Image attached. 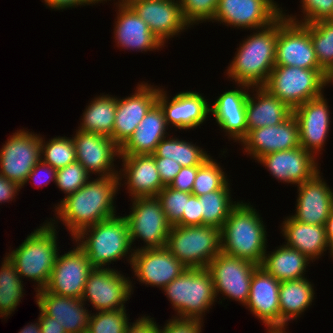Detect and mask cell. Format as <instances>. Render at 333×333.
I'll list each match as a JSON object with an SVG mask.
<instances>
[{"label": "cell", "instance_id": "cell-42", "mask_svg": "<svg viewBox=\"0 0 333 333\" xmlns=\"http://www.w3.org/2000/svg\"><path fill=\"white\" fill-rule=\"evenodd\" d=\"M126 309L91 313L86 333H124L129 322Z\"/></svg>", "mask_w": 333, "mask_h": 333}, {"label": "cell", "instance_id": "cell-12", "mask_svg": "<svg viewBox=\"0 0 333 333\" xmlns=\"http://www.w3.org/2000/svg\"><path fill=\"white\" fill-rule=\"evenodd\" d=\"M275 65L322 69L310 38V24L293 22L284 13L278 18Z\"/></svg>", "mask_w": 333, "mask_h": 333}, {"label": "cell", "instance_id": "cell-24", "mask_svg": "<svg viewBox=\"0 0 333 333\" xmlns=\"http://www.w3.org/2000/svg\"><path fill=\"white\" fill-rule=\"evenodd\" d=\"M235 89L226 90L210 106L218 126L228 139L239 143L248 133L246 122V102L251 89L247 84H235Z\"/></svg>", "mask_w": 333, "mask_h": 333}, {"label": "cell", "instance_id": "cell-10", "mask_svg": "<svg viewBox=\"0 0 333 333\" xmlns=\"http://www.w3.org/2000/svg\"><path fill=\"white\" fill-rule=\"evenodd\" d=\"M259 265L243 258L220 252L207 266L214 284L216 298L238 301L245 306L249 299L250 283Z\"/></svg>", "mask_w": 333, "mask_h": 333}, {"label": "cell", "instance_id": "cell-25", "mask_svg": "<svg viewBox=\"0 0 333 333\" xmlns=\"http://www.w3.org/2000/svg\"><path fill=\"white\" fill-rule=\"evenodd\" d=\"M320 171L308 181L297 186L298 196L292 217L302 223L325 225L333 209V189ZM331 188V189H330Z\"/></svg>", "mask_w": 333, "mask_h": 333}, {"label": "cell", "instance_id": "cell-43", "mask_svg": "<svg viewBox=\"0 0 333 333\" xmlns=\"http://www.w3.org/2000/svg\"><path fill=\"white\" fill-rule=\"evenodd\" d=\"M78 162L57 169L55 185L64 192L65 197L83 187L92 177Z\"/></svg>", "mask_w": 333, "mask_h": 333}, {"label": "cell", "instance_id": "cell-20", "mask_svg": "<svg viewBox=\"0 0 333 333\" xmlns=\"http://www.w3.org/2000/svg\"><path fill=\"white\" fill-rule=\"evenodd\" d=\"M130 266L140 284L161 290L187 269L166 247L135 250Z\"/></svg>", "mask_w": 333, "mask_h": 333}, {"label": "cell", "instance_id": "cell-13", "mask_svg": "<svg viewBox=\"0 0 333 333\" xmlns=\"http://www.w3.org/2000/svg\"><path fill=\"white\" fill-rule=\"evenodd\" d=\"M0 149V174L21 188L40 161L41 136L25 129L12 133Z\"/></svg>", "mask_w": 333, "mask_h": 333}, {"label": "cell", "instance_id": "cell-57", "mask_svg": "<svg viewBox=\"0 0 333 333\" xmlns=\"http://www.w3.org/2000/svg\"><path fill=\"white\" fill-rule=\"evenodd\" d=\"M18 333H41L39 317L37 318V322L25 325Z\"/></svg>", "mask_w": 333, "mask_h": 333}, {"label": "cell", "instance_id": "cell-19", "mask_svg": "<svg viewBox=\"0 0 333 333\" xmlns=\"http://www.w3.org/2000/svg\"><path fill=\"white\" fill-rule=\"evenodd\" d=\"M329 107L327 98L322 94L293 109L299 125L300 146L316 158L322 155L331 128Z\"/></svg>", "mask_w": 333, "mask_h": 333}, {"label": "cell", "instance_id": "cell-39", "mask_svg": "<svg viewBox=\"0 0 333 333\" xmlns=\"http://www.w3.org/2000/svg\"><path fill=\"white\" fill-rule=\"evenodd\" d=\"M310 38L319 66L333 79V20L310 24Z\"/></svg>", "mask_w": 333, "mask_h": 333}, {"label": "cell", "instance_id": "cell-59", "mask_svg": "<svg viewBox=\"0 0 333 333\" xmlns=\"http://www.w3.org/2000/svg\"><path fill=\"white\" fill-rule=\"evenodd\" d=\"M267 333H288L285 330L267 331Z\"/></svg>", "mask_w": 333, "mask_h": 333}, {"label": "cell", "instance_id": "cell-49", "mask_svg": "<svg viewBox=\"0 0 333 333\" xmlns=\"http://www.w3.org/2000/svg\"><path fill=\"white\" fill-rule=\"evenodd\" d=\"M175 225H202L201 202L198 196L192 194L189 199L186 200V213H183L182 218Z\"/></svg>", "mask_w": 333, "mask_h": 333}, {"label": "cell", "instance_id": "cell-23", "mask_svg": "<svg viewBox=\"0 0 333 333\" xmlns=\"http://www.w3.org/2000/svg\"><path fill=\"white\" fill-rule=\"evenodd\" d=\"M239 143L243 146V153L257 161L269 153L299 147V125L292 114L281 124L249 131Z\"/></svg>", "mask_w": 333, "mask_h": 333}, {"label": "cell", "instance_id": "cell-7", "mask_svg": "<svg viewBox=\"0 0 333 333\" xmlns=\"http://www.w3.org/2000/svg\"><path fill=\"white\" fill-rule=\"evenodd\" d=\"M333 79L323 69L275 65L262 86L292 110L324 93Z\"/></svg>", "mask_w": 333, "mask_h": 333}, {"label": "cell", "instance_id": "cell-55", "mask_svg": "<svg viewBox=\"0 0 333 333\" xmlns=\"http://www.w3.org/2000/svg\"><path fill=\"white\" fill-rule=\"evenodd\" d=\"M39 312L41 333H67L64 327L56 322L55 318L47 316L40 308Z\"/></svg>", "mask_w": 333, "mask_h": 333}, {"label": "cell", "instance_id": "cell-45", "mask_svg": "<svg viewBox=\"0 0 333 333\" xmlns=\"http://www.w3.org/2000/svg\"><path fill=\"white\" fill-rule=\"evenodd\" d=\"M301 2V14L300 18H297L293 14L283 12L285 16L297 23L312 24L317 21L333 20V0H300ZM300 19V20H299Z\"/></svg>", "mask_w": 333, "mask_h": 333}, {"label": "cell", "instance_id": "cell-4", "mask_svg": "<svg viewBox=\"0 0 333 333\" xmlns=\"http://www.w3.org/2000/svg\"><path fill=\"white\" fill-rule=\"evenodd\" d=\"M72 241L85 252L94 268H107V265L110 268L111 263L124 258L131 265L134 249L124 216L117 215L87 227Z\"/></svg>", "mask_w": 333, "mask_h": 333}, {"label": "cell", "instance_id": "cell-41", "mask_svg": "<svg viewBox=\"0 0 333 333\" xmlns=\"http://www.w3.org/2000/svg\"><path fill=\"white\" fill-rule=\"evenodd\" d=\"M216 161L210 156L200 165L191 194L200 197L221 189L229 181L226 172Z\"/></svg>", "mask_w": 333, "mask_h": 333}, {"label": "cell", "instance_id": "cell-37", "mask_svg": "<svg viewBox=\"0 0 333 333\" xmlns=\"http://www.w3.org/2000/svg\"><path fill=\"white\" fill-rule=\"evenodd\" d=\"M0 266V317L6 319L24 297V284L13 262L7 255Z\"/></svg>", "mask_w": 333, "mask_h": 333}, {"label": "cell", "instance_id": "cell-52", "mask_svg": "<svg viewBox=\"0 0 333 333\" xmlns=\"http://www.w3.org/2000/svg\"><path fill=\"white\" fill-rule=\"evenodd\" d=\"M158 323L150 316L142 315L135 322H131L124 333H157Z\"/></svg>", "mask_w": 333, "mask_h": 333}, {"label": "cell", "instance_id": "cell-16", "mask_svg": "<svg viewBox=\"0 0 333 333\" xmlns=\"http://www.w3.org/2000/svg\"><path fill=\"white\" fill-rule=\"evenodd\" d=\"M94 267L85 252L77 245L63 255L58 253L46 291L81 299L86 280Z\"/></svg>", "mask_w": 333, "mask_h": 333}, {"label": "cell", "instance_id": "cell-47", "mask_svg": "<svg viewBox=\"0 0 333 333\" xmlns=\"http://www.w3.org/2000/svg\"><path fill=\"white\" fill-rule=\"evenodd\" d=\"M203 324L204 322L198 319L171 318L163 327L158 325L157 333H202Z\"/></svg>", "mask_w": 333, "mask_h": 333}, {"label": "cell", "instance_id": "cell-34", "mask_svg": "<svg viewBox=\"0 0 333 333\" xmlns=\"http://www.w3.org/2000/svg\"><path fill=\"white\" fill-rule=\"evenodd\" d=\"M310 262L312 261L307 256L283 243L273 251L266 250L259 266L276 280L283 282L305 278Z\"/></svg>", "mask_w": 333, "mask_h": 333}, {"label": "cell", "instance_id": "cell-6", "mask_svg": "<svg viewBox=\"0 0 333 333\" xmlns=\"http://www.w3.org/2000/svg\"><path fill=\"white\" fill-rule=\"evenodd\" d=\"M177 312L173 318L203 321L205 312L217 302L214 284L207 268H187L163 289Z\"/></svg>", "mask_w": 333, "mask_h": 333}, {"label": "cell", "instance_id": "cell-15", "mask_svg": "<svg viewBox=\"0 0 333 333\" xmlns=\"http://www.w3.org/2000/svg\"><path fill=\"white\" fill-rule=\"evenodd\" d=\"M75 132L72 140L76 159L87 172L98 177L118 176L114 162L120 157V147L110 137L79 129Z\"/></svg>", "mask_w": 333, "mask_h": 333}, {"label": "cell", "instance_id": "cell-54", "mask_svg": "<svg viewBox=\"0 0 333 333\" xmlns=\"http://www.w3.org/2000/svg\"><path fill=\"white\" fill-rule=\"evenodd\" d=\"M20 189L22 188L17 183L0 174V204L15 200V196L19 194Z\"/></svg>", "mask_w": 333, "mask_h": 333}, {"label": "cell", "instance_id": "cell-36", "mask_svg": "<svg viewBox=\"0 0 333 333\" xmlns=\"http://www.w3.org/2000/svg\"><path fill=\"white\" fill-rule=\"evenodd\" d=\"M170 136L169 134V137L166 136L160 141L156 151L152 154L154 157L169 158L179 163L182 167H191L200 166L211 156L196 143L193 144L191 141L180 140L176 136Z\"/></svg>", "mask_w": 333, "mask_h": 333}, {"label": "cell", "instance_id": "cell-17", "mask_svg": "<svg viewBox=\"0 0 333 333\" xmlns=\"http://www.w3.org/2000/svg\"><path fill=\"white\" fill-rule=\"evenodd\" d=\"M170 97L167 91L159 88L157 104L163 110L166 124L170 128L193 130L203 125L210 115V104L202 93L183 91Z\"/></svg>", "mask_w": 333, "mask_h": 333}, {"label": "cell", "instance_id": "cell-28", "mask_svg": "<svg viewBox=\"0 0 333 333\" xmlns=\"http://www.w3.org/2000/svg\"><path fill=\"white\" fill-rule=\"evenodd\" d=\"M37 306L64 327L67 333H86L92 311L82 299L56 295L40 289L36 291Z\"/></svg>", "mask_w": 333, "mask_h": 333}, {"label": "cell", "instance_id": "cell-30", "mask_svg": "<svg viewBox=\"0 0 333 333\" xmlns=\"http://www.w3.org/2000/svg\"><path fill=\"white\" fill-rule=\"evenodd\" d=\"M280 227L285 245L297 249L307 256L312 263L324 256V252L329 249V241L324 225L302 223L289 215Z\"/></svg>", "mask_w": 333, "mask_h": 333}, {"label": "cell", "instance_id": "cell-53", "mask_svg": "<svg viewBox=\"0 0 333 333\" xmlns=\"http://www.w3.org/2000/svg\"><path fill=\"white\" fill-rule=\"evenodd\" d=\"M44 4L54 10H67L78 6L95 5L96 3H103L101 0H42Z\"/></svg>", "mask_w": 333, "mask_h": 333}, {"label": "cell", "instance_id": "cell-31", "mask_svg": "<svg viewBox=\"0 0 333 333\" xmlns=\"http://www.w3.org/2000/svg\"><path fill=\"white\" fill-rule=\"evenodd\" d=\"M251 89L252 94L249 93L246 102L248 132L256 128L281 124L293 114V110L287 104L271 95L262 86Z\"/></svg>", "mask_w": 333, "mask_h": 333}, {"label": "cell", "instance_id": "cell-29", "mask_svg": "<svg viewBox=\"0 0 333 333\" xmlns=\"http://www.w3.org/2000/svg\"><path fill=\"white\" fill-rule=\"evenodd\" d=\"M118 7V8H117ZM114 39L117 47L136 52L161 50L164 45L130 6L116 5ZM161 48V49H160Z\"/></svg>", "mask_w": 333, "mask_h": 333}, {"label": "cell", "instance_id": "cell-32", "mask_svg": "<svg viewBox=\"0 0 333 333\" xmlns=\"http://www.w3.org/2000/svg\"><path fill=\"white\" fill-rule=\"evenodd\" d=\"M168 129L163 110L156 103L120 147V155L154 154L160 141L169 136Z\"/></svg>", "mask_w": 333, "mask_h": 333}, {"label": "cell", "instance_id": "cell-48", "mask_svg": "<svg viewBox=\"0 0 333 333\" xmlns=\"http://www.w3.org/2000/svg\"><path fill=\"white\" fill-rule=\"evenodd\" d=\"M56 174L57 169L53 168L51 165L43 162L40 159V161L29 173L24 185L31 181L34 183L33 185H37V187H41L42 185H49L51 181L55 183Z\"/></svg>", "mask_w": 333, "mask_h": 333}, {"label": "cell", "instance_id": "cell-9", "mask_svg": "<svg viewBox=\"0 0 333 333\" xmlns=\"http://www.w3.org/2000/svg\"><path fill=\"white\" fill-rule=\"evenodd\" d=\"M131 203V211L128 215H123L128 222L131 244L136 239L144 241L143 246H135L134 251L166 247L172 225L168 222L158 198L136 197L131 199Z\"/></svg>", "mask_w": 333, "mask_h": 333}, {"label": "cell", "instance_id": "cell-40", "mask_svg": "<svg viewBox=\"0 0 333 333\" xmlns=\"http://www.w3.org/2000/svg\"><path fill=\"white\" fill-rule=\"evenodd\" d=\"M41 135V160L55 169L77 161L72 137L56 136L46 141Z\"/></svg>", "mask_w": 333, "mask_h": 333}, {"label": "cell", "instance_id": "cell-18", "mask_svg": "<svg viewBox=\"0 0 333 333\" xmlns=\"http://www.w3.org/2000/svg\"><path fill=\"white\" fill-rule=\"evenodd\" d=\"M159 88L143 81L138 83L130 96L117 97L113 133L110 138L119 147L129 139L144 116L157 103Z\"/></svg>", "mask_w": 333, "mask_h": 333}, {"label": "cell", "instance_id": "cell-3", "mask_svg": "<svg viewBox=\"0 0 333 333\" xmlns=\"http://www.w3.org/2000/svg\"><path fill=\"white\" fill-rule=\"evenodd\" d=\"M265 227L253 205L238 200L220 229L221 251L260 265L268 247Z\"/></svg>", "mask_w": 333, "mask_h": 333}, {"label": "cell", "instance_id": "cell-38", "mask_svg": "<svg viewBox=\"0 0 333 333\" xmlns=\"http://www.w3.org/2000/svg\"><path fill=\"white\" fill-rule=\"evenodd\" d=\"M229 181L219 190L199 197L201 202L202 225L221 229L232 208L238 203L231 198Z\"/></svg>", "mask_w": 333, "mask_h": 333}, {"label": "cell", "instance_id": "cell-44", "mask_svg": "<svg viewBox=\"0 0 333 333\" xmlns=\"http://www.w3.org/2000/svg\"><path fill=\"white\" fill-rule=\"evenodd\" d=\"M191 195V193L174 190L169 186H165L157 194L156 197L161 202L166 218L172 226L182 218L183 213H186V200Z\"/></svg>", "mask_w": 333, "mask_h": 333}, {"label": "cell", "instance_id": "cell-50", "mask_svg": "<svg viewBox=\"0 0 333 333\" xmlns=\"http://www.w3.org/2000/svg\"><path fill=\"white\" fill-rule=\"evenodd\" d=\"M199 167L200 166L182 167L175 176L174 180L170 183L169 187L174 190L192 193L194 180Z\"/></svg>", "mask_w": 333, "mask_h": 333}, {"label": "cell", "instance_id": "cell-11", "mask_svg": "<svg viewBox=\"0 0 333 333\" xmlns=\"http://www.w3.org/2000/svg\"><path fill=\"white\" fill-rule=\"evenodd\" d=\"M113 268H94L86 280L82 301L96 311L126 309L133 294L132 281Z\"/></svg>", "mask_w": 333, "mask_h": 333}, {"label": "cell", "instance_id": "cell-46", "mask_svg": "<svg viewBox=\"0 0 333 333\" xmlns=\"http://www.w3.org/2000/svg\"><path fill=\"white\" fill-rule=\"evenodd\" d=\"M186 22L193 27L195 24L213 21L218 0H179Z\"/></svg>", "mask_w": 333, "mask_h": 333}, {"label": "cell", "instance_id": "cell-58", "mask_svg": "<svg viewBox=\"0 0 333 333\" xmlns=\"http://www.w3.org/2000/svg\"><path fill=\"white\" fill-rule=\"evenodd\" d=\"M135 1H138V0H118V2L116 1L115 5L130 6Z\"/></svg>", "mask_w": 333, "mask_h": 333}, {"label": "cell", "instance_id": "cell-33", "mask_svg": "<svg viewBox=\"0 0 333 333\" xmlns=\"http://www.w3.org/2000/svg\"><path fill=\"white\" fill-rule=\"evenodd\" d=\"M314 284L305 278L283 281L279 286L280 330L301 317L315 297Z\"/></svg>", "mask_w": 333, "mask_h": 333}, {"label": "cell", "instance_id": "cell-56", "mask_svg": "<svg viewBox=\"0 0 333 333\" xmlns=\"http://www.w3.org/2000/svg\"><path fill=\"white\" fill-rule=\"evenodd\" d=\"M325 231H326V236L329 241V252L330 253V258L332 257L333 259V209L325 222Z\"/></svg>", "mask_w": 333, "mask_h": 333}, {"label": "cell", "instance_id": "cell-2", "mask_svg": "<svg viewBox=\"0 0 333 333\" xmlns=\"http://www.w3.org/2000/svg\"><path fill=\"white\" fill-rule=\"evenodd\" d=\"M277 37L278 19L265 28L253 30L236 48L226 69L227 78L236 84L263 86L275 66Z\"/></svg>", "mask_w": 333, "mask_h": 333}, {"label": "cell", "instance_id": "cell-1", "mask_svg": "<svg viewBox=\"0 0 333 333\" xmlns=\"http://www.w3.org/2000/svg\"><path fill=\"white\" fill-rule=\"evenodd\" d=\"M119 187V176L90 179L79 190L67 195L55 205L56 218H50L49 222L56 225L59 224L58 220L62 221L73 239L85 228L117 216L114 202Z\"/></svg>", "mask_w": 333, "mask_h": 333}, {"label": "cell", "instance_id": "cell-14", "mask_svg": "<svg viewBox=\"0 0 333 333\" xmlns=\"http://www.w3.org/2000/svg\"><path fill=\"white\" fill-rule=\"evenodd\" d=\"M283 11L274 0H218L212 22L252 32L272 24Z\"/></svg>", "mask_w": 333, "mask_h": 333}, {"label": "cell", "instance_id": "cell-51", "mask_svg": "<svg viewBox=\"0 0 333 333\" xmlns=\"http://www.w3.org/2000/svg\"><path fill=\"white\" fill-rule=\"evenodd\" d=\"M154 159L162 184L169 186L182 166L169 158L154 157Z\"/></svg>", "mask_w": 333, "mask_h": 333}, {"label": "cell", "instance_id": "cell-5", "mask_svg": "<svg viewBox=\"0 0 333 333\" xmlns=\"http://www.w3.org/2000/svg\"><path fill=\"white\" fill-rule=\"evenodd\" d=\"M58 225H52L49 219L27 235L16 249L6 253L17 269L20 278L25 277L37 285L35 291L44 289L49 281L57 255Z\"/></svg>", "mask_w": 333, "mask_h": 333}, {"label": "cell", "instance_id": "cell-26", "mask_svg": "<svg viewBox=\"0 0 333 333\" xmlns=\"http://www.w3.org/2000/svg\"><path fill=\"white\" fill-rule=\"evenodd\" d=\"M272 275L258 266L250 283V294L245 307L266 326L267 331L280 330L279 286Z\"/></svg>", "mask_w": 333, "mask_h": 333}, {"label": "cell", "instance_id": "cell-8", "mask_svg": "<svg viewBox=\"0 0 333 333\" xmlns=\"http://www.w3.org/2000/svg\"><path fill=\"white\" fill-rule=\"evenodd\" d=\"M166 248L187 268H207L221 252L220 229L209 225H173Z\"/></svg>", "mask_w": 333, "mask_h": 333}, {"label": "cell", "instance_id": "cell-21", "mask_svg": "<svg viewBox=\"0 0 333 333\" xmlns=\"http://www.w3.org/2000/svg\"><path fill=\"white\" fill-rule=\"evenodd\" d=\"M257 162L268 169L272 178L275 177L278 182L295 184V187L320 171L316 157L301 146L269 153Z\"/></svg>", "mask_w": 333, "mask_h": 333}, {"label": "cell", "instance_id": "cell-22", "mask_svg": "<svg viewBox=\"0 0 333 333\" xmlns=\"http://www.w3.org/2000/svg\"><path fill=\"white\" fill-rule=\"evenodd\" d=\"M130 7L149 26L150 31L164 45L169 39L191 28L186 22L180 2L175 0H138ZM167 40V41H166Z\"/></svg>", "mask_w": 333, "mask_h": 333}, {"label": "cell", "instance_id": "cell-35", "mask_svg": "<svg viewBox=\"0 0 333 333\" xmlns=\"http://www.w3.org/2000/svg\"><path fill=\"white\" fill-rule=\"evenodd\" d=\"M117 109V96L104 93L86 105L82 113L79 130L111 137Z\"/></svg>", "mask_w": 333, "mask_h": 333}, {"label": "cell", "instance_id": "cell-27", "mask_svg": "<svg viewBox=\"0 0 333 333\" xmlns=\"http://www.w3.org/2000/svg\"><path fill=\"white\" fill-rule=\"evenodd\" d=\"M119 160L122 161L123 167L118 172L120 187L127 185V193L131 196L129 198L156 197L165 187L160 180L152 154L120 155Z\"/></svg>", "mask_w": 333, "mask_h": 333}]
</instances>
